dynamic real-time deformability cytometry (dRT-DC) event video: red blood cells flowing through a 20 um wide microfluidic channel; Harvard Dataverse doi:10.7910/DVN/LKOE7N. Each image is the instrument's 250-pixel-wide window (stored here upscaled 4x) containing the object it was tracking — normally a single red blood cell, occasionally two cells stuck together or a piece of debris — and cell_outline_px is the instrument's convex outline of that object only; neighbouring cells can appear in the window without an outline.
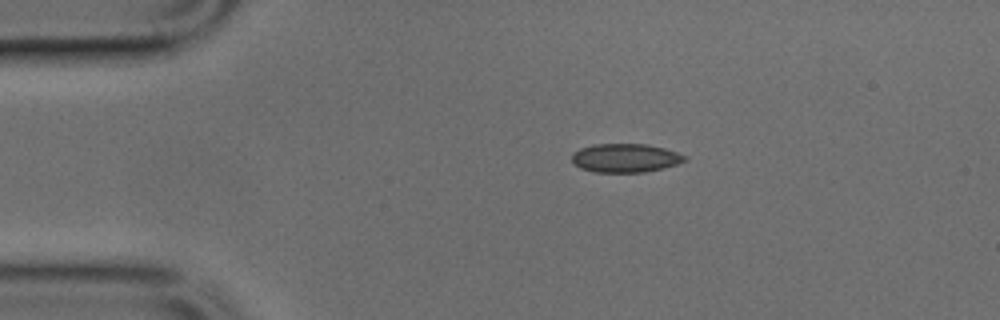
{"species": "common noctule bat (a hibernating species)", "species_latin": "Nyctalus noctula", "temperature_condition": "cold", "stored_images_in_passage": 15, "camera_frame_rate_fps": 3000, "um_per_image_px": 0.085, "animal": {"sex": "male", "body_mass_g": 17.9, "forearm_length_mm": 54.2}, "frame": {"image": 1, "passage_image": 7, "time_ms": 2.0, "image_size_px": [1000, 320], "cell_outline_px": [[688, 160], [664, 168], [644, 172], [596, 172], [580, 168], [572, 164], [572, 152], [580, 148], [592, 144], [644, 144], [664, 148], [688, 156]], "centroid_in_image_um": [53.13, 13.43], "position_along_channel_um": 31.9, "area_um2": 19.02}}